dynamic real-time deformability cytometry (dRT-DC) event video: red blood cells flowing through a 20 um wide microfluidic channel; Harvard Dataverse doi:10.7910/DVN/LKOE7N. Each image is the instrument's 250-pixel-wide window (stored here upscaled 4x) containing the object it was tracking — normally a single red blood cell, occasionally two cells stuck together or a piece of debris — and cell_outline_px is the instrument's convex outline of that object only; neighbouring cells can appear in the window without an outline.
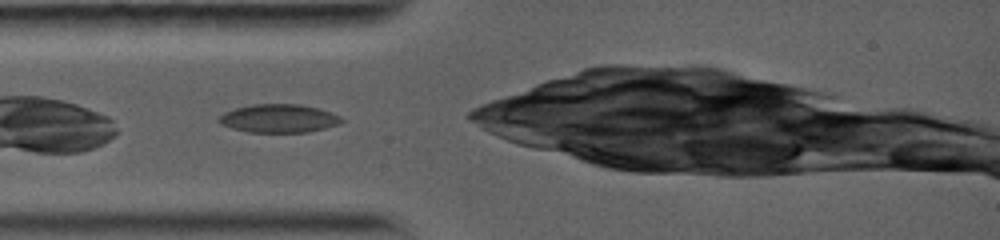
{"species": "common noctule bat (a hibernating species)", "species_latin": "Nyctalus noctula", "temperature_condition": "warm", "stored_images_in_passage": 2, "camera_frame_rate_fps": 5000, "um_per_image_px": 0.085, "animal": {"sex": "female", "body_mass_g": 19.0, "forearm_length_mm": 56.7}, "frame": {"image": 1, "passage_image": 1, "time_ms": 0.0, "image_size_px": [1000, 240], "cell_outline_px": [[344, 120], [340, 124], [308, 132], [248, 132], [232, 128], [220, 124], [216, 120], [224, 112], [236, 108], [252, 104], [300, 104], [316, 108], [340, 116]], "centroid_in_image_um": [23.67, 10.07], "position_along_channel_um": 61.3, "area_um2": 20.17}}